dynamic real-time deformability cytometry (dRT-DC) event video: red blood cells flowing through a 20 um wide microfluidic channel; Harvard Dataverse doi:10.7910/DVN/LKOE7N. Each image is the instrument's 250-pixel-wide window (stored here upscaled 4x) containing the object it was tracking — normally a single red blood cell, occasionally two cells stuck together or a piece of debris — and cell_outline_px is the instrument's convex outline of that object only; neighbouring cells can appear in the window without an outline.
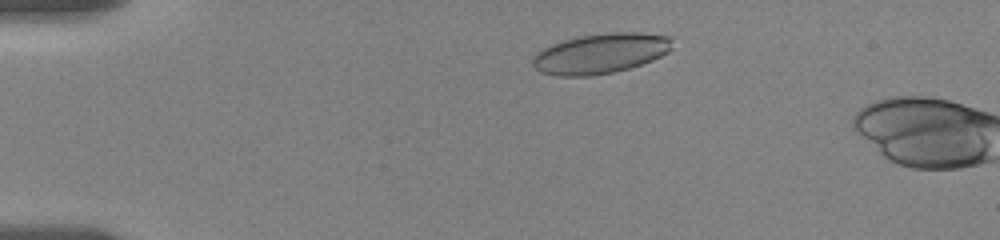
{"species": "human", "species_latin": "Homo sapiens", "temperature_condition": "room temperature", "stored_images_in_passage": 6, "camera_frame_rate_fps": 3000, "um_per_image_px": 0.085, "donor": {"sex": "female"}, "frame": {"image": 1, "passage_image": 3, "time_ms": 1.667, "image_size_px": [1000, 240], "cell_outline_px": [[676, 36], [672, 48], [668, 52], [652, 60], [628, 68], [612, 72], [588, 76], [556, 76], [540, 72], [532, 64], [532, 60], [536, 52], [552, 44], [564, 40], [580, 36], [612, 32], [640, 32]], "centroid_in_image_um": [51.1, 4.53], "position_along_channel_um": 33.9, "area_um2": 32.83}}